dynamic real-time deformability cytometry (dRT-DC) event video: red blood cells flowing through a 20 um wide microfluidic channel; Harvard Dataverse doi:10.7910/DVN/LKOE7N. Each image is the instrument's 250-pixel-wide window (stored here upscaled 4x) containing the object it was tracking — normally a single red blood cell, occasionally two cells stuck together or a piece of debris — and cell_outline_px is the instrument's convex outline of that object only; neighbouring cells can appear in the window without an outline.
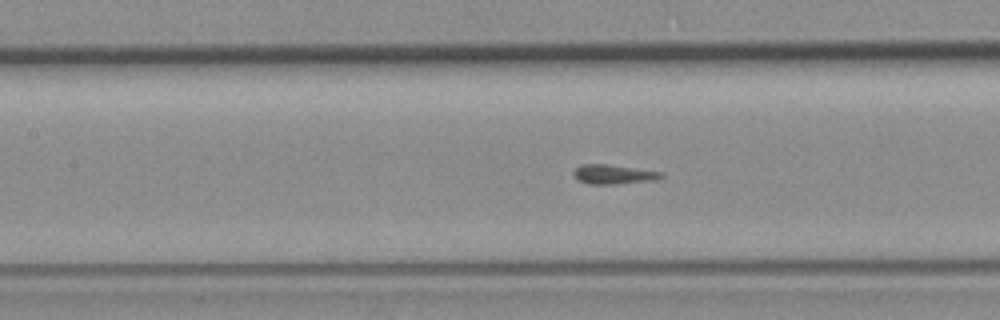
{"species": "common noctule bat (a hibernating species)", "species_latin": "Nyctalus noctula", "temperature_condition": "room temperature", "stored_images_in_passage": 43, "segment_of_instrument_passage": [2, 2], "camera_frame_rate_fps": 3000, "um_per_image_px": 0.085, "animal": {"sex": "female", "body_mass_g": 19.3, "forearm_length_mm": 54.1}, "frame": {"image": 1, "passage_image": 13, "time_ms": 4.0, "image_size_px": [1000, 320], "cell_outline_px": [[664, 176], [656, 180], [616, 184], [588, 184], [576, 180], [572, 176], [572, 172], [576, 168], [584, 164], [608, 164], [664, 172]], "centroid_in_image_um": [52.14, 14.82], "position_along_channel_um": 155.3, "area_um2": 10.12}}
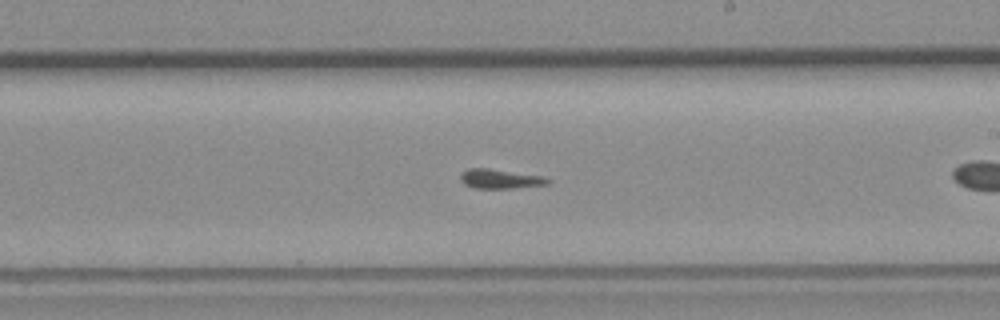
{"frame": {"image": 2, "passage_image": 20, "time_ms": 6.333, "image_size_px": [1000, 320], "cell_outline_px": [[552, 184], [512, 188], [476, 188], [464, 184], [460, 180], [460, 172], [468, 168], [488, 168], [544, 176], [552, 180]], "centroid_in_image_um": [42.54, 15.2], "position_along_channel_um": 246.5, "area_um2": 10.06}}